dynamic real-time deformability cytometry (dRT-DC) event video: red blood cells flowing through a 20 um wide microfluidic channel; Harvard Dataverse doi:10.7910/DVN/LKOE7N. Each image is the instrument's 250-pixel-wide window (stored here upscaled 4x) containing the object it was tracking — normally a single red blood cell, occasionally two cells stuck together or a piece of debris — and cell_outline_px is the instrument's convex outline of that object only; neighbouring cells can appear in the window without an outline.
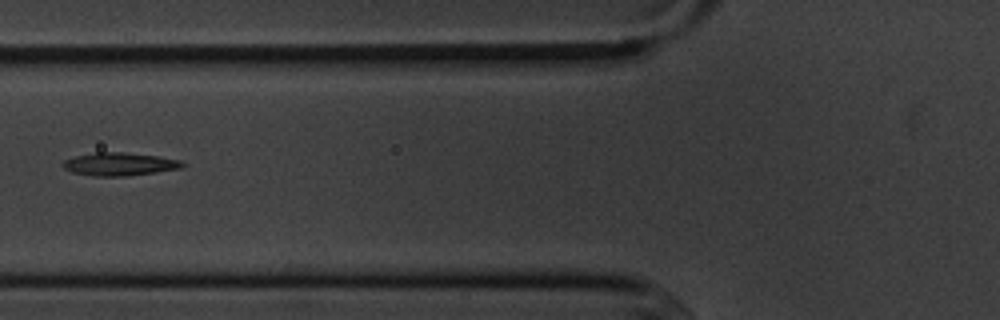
{"species": "common noctule bat (a hibernating species)", "species_latin": "Nyctalus noctula", "temperature_condition": "cold", "stored_images_in_passage": 6, "camera_frame_rate_fps": 3000, "um_per_image_px": 0.085, "animal": {"sex": "male", "body_mass_g": 20.1, "forearm_length_mm": 53.5}, "frame": {"image": 1, "passage_image": 6, "time_ms": 5.667, "image_size_px": [1000, 320], "cell_outline_px": [[188, 164], [180, 168], [156, 172], [124, 176], [92, 176], [72, 172], [64, 168], [60, 164], [64, 160], [72, 156], [96, 152], [124, 152], [160, 156], [180, 160]], "centroid_in_image_um": [10.14, 13.94], "position_along_channel_um": 115.7, "area_um2": 16.24}}